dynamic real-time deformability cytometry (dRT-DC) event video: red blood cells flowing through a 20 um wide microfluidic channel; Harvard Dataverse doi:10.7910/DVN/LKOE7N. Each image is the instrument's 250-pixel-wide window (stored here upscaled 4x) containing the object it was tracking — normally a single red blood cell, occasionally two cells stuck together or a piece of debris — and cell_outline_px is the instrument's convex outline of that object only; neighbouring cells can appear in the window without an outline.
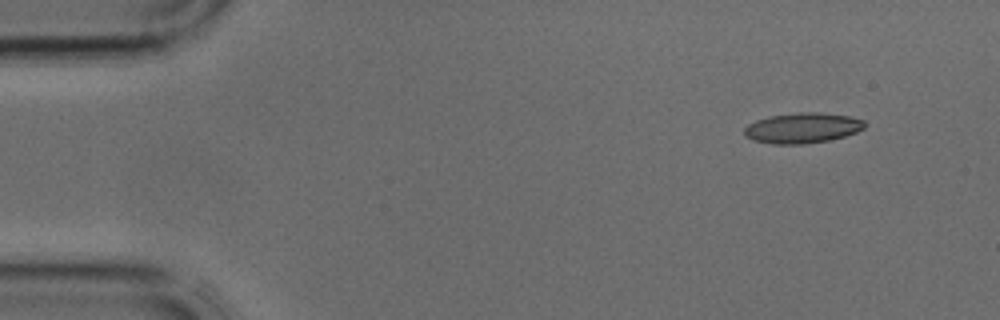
{"species": "common noctule bat (a hibernating species)", "species_latin": "Nyctalus noctula", "temperature_condition": "cold", "stored_images_in_passage": 3, "camera_frame_rate_fps": 3000, "um_per_image_px": 0.085, "animal": {"sex": "male", "body_mass_g": 17.9, "forearm_length_mm": 54.2}, "frame": {"image": 1, "passage_image": 1, "time_ms": 0.0, "image_size_px": [1000, 320], "cell_outline_px": [[864, 128], [856, 132], [844, 136], [828, 140], [804, 144], [772, 144], [752, 140], [744, 136], [744, 128], [748, 124], [756, 120], [768, 116], [800, 112], [820, 112], [848, 116], [864, 120]], "centroid_in_image_um": [68.16, 10.88], "position_along_channel_um": 16.8, "area_um2": 21.33}}